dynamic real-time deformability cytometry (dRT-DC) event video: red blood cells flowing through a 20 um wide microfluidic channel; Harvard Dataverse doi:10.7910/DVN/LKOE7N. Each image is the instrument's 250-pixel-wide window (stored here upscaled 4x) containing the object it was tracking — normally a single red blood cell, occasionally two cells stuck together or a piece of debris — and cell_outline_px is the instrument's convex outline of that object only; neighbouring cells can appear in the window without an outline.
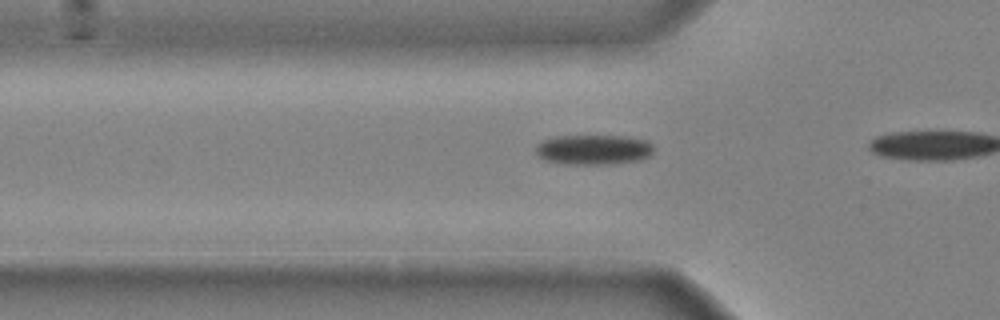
{"species": "common noctule bat (a hibernating species)", "species_latin": "Nyctalus noctula", "temperature_condition": "cold", "stored_images_in_passage": 18, "camera_frame_rate_fps": 3000, "um_per_image_px": 0.085, "animal": {"sex": "male", "body_mass_g": 20.4}, "frame": {"image": 1, "passage_image": 13, "time_ms": 4.0, "image_size_px": [1000, 320], "cell_outline_px": [[652, 156], [640, 160], [612, 164], [560, 164], [544, 160], [536, 152], [536, 144], [544, 140], [556, 136], [624, 136], [648, 140], [652, 144]], "centroid_in_image_um": [50.47, 12.73], "position_along_channel_um": 75.3, "area_um2": 20.81}}
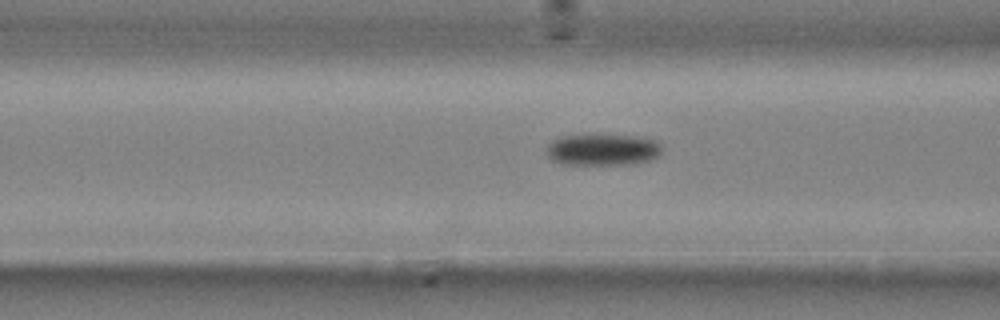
{"frame": {"image": 2, "passage_image": 16, "time_ms": 5.0, "image_size_px": [1000, 320], "cell_outline_px": [[660, 156], [652, 160], [624, 164], [564, 164], [552, 160], [548, 156], [548, 144], [552, 140], [560, 136], [636, 136], [656, 140], [660, 144]], "centroid_in_image_um": [51.24, 12.73], "position_along_channel_um": 115.4, "area_um2": 20.81}}